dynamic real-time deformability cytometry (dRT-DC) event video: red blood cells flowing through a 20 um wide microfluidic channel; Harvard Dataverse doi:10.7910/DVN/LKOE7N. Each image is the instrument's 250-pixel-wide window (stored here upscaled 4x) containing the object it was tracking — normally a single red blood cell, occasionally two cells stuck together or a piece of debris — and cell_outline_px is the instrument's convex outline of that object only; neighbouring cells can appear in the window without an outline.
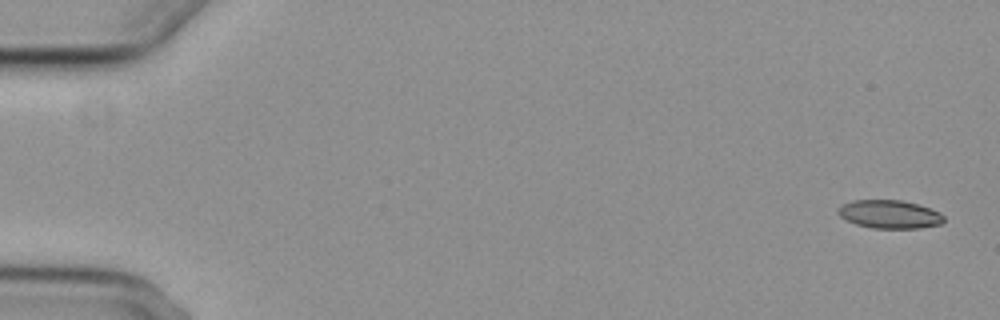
{"species": "common noctule bat (a hibernating species)", "species_latin": "Nyctalus noctula", "temperature_condition": "cold", "stored_images_in_passage": 8, "camera_frame_rate_fps": 3000, "um_per_image_px": 0.085, "animal": {"sex": "female", "body_mass_g": 29.2, "forearm_length_mm": 56.3}, "frame": {"image": 1, "passage_image": 1, "time_ms": 0.0, "image_size_px": [1000, 320], "cell_outline_px": [[944, 220], [940, 224], [920, 228], [872, 228], [856, 224], [840, 216], [836, 212], [836, 208], [840, 204], [852, 200], [900, 200], [916, 204], [940, 212], [944, 216]], "centroid_in_image_um": [75.56, 18.2], "position_along_channel_um": 9.4, "area_um2": 17.46}}
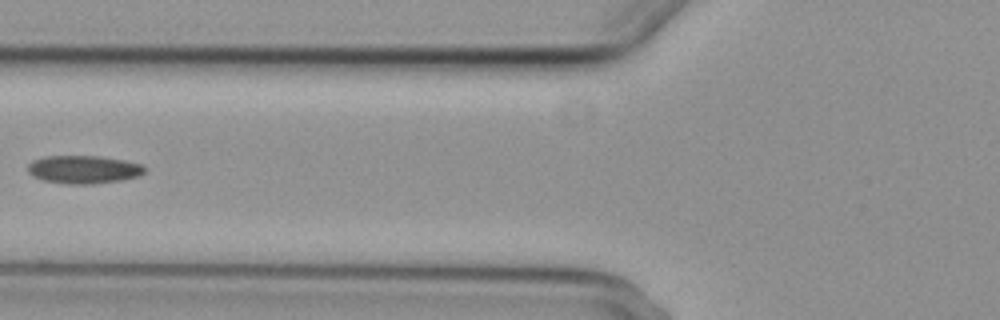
{"frame": {"image": 2, "passage_image": 7, "time_ms": 7.0, "image_size_px": [1000, 320], "cell_outline_px": [[144, 172], [140, 176], [120, 180], [92, 184], [68, 184], [44, 180], [32, 176], [28, 172], [28, 164], [32, 160], [44, 156], [100, 156], [124, 160], [144, 164]], "centroid_in_image_um": [7.1, 14.4], "position_along_channel_um": 118.7, "area_um2": 19.19}}
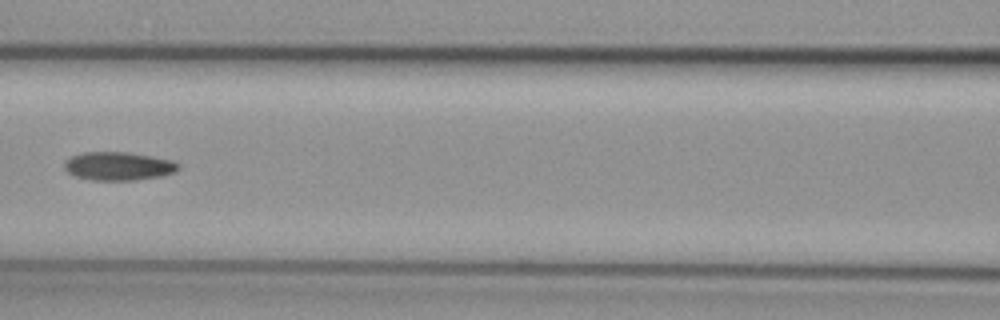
{"frame": {"image": 3, "passage_image": 8, "time_ms": 8.0, "image_size_px": [1000, 320], "cell_outline_px": [[180, 168], [176, 172], [164, 176], [136, 180], [92, 180], [76, 176], [68, 172], [64, 168], [64, 160], [72, 156], [84, 152], [128, 152], [152, 156], [172, 160], [180, 164]], "centroid_in_image_um": [10.11, 14.12], "position_along_channel_um": 156.5, "area_um2": 19.07}}